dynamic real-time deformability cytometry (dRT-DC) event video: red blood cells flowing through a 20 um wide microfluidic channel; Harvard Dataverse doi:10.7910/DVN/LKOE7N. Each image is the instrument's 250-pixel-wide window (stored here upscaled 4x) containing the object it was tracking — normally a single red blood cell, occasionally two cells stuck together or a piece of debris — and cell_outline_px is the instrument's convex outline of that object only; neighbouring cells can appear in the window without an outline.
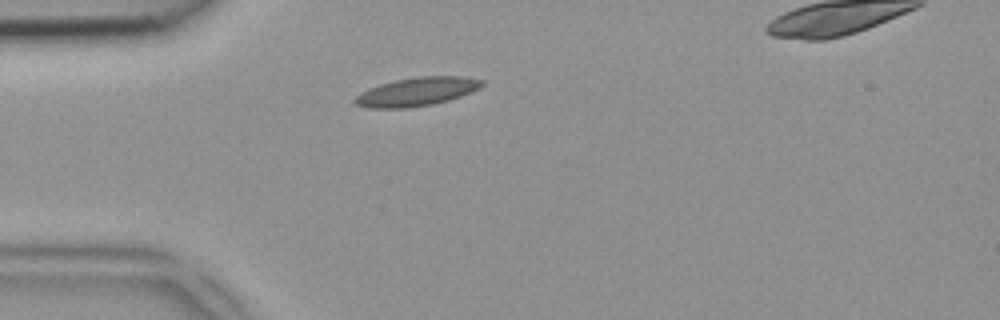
{"species": "common noctule bat (a hibernating species)", "species_latin": "Nyctalus noctula", "temperature_condition": "room temperature", "stored_images_in_passage": 35, "camera_frame_rate_fps": 3000, "um_per_image_px": 0.085, "animal": {"sex": "female", "body_mass_g": 18.4}, "frame": {"image": 1, "passage_image": 1, "time_ms": 0.0, "image_size_px": [1000, 320], "cell_outline_px": [[484, 84], [460, 96], [448, 100], [432, 104], [408, 108], [368, 108], [356, 104], [352, 100], [360, 92], [368, 88], [380, 84], [396, 80], [416, 76], [464, 76], [484, 80]], "centroid_in_image_um": [35.38, 7.79], "position_along_channel_um": 49.6, "area_um2": 21.04}}
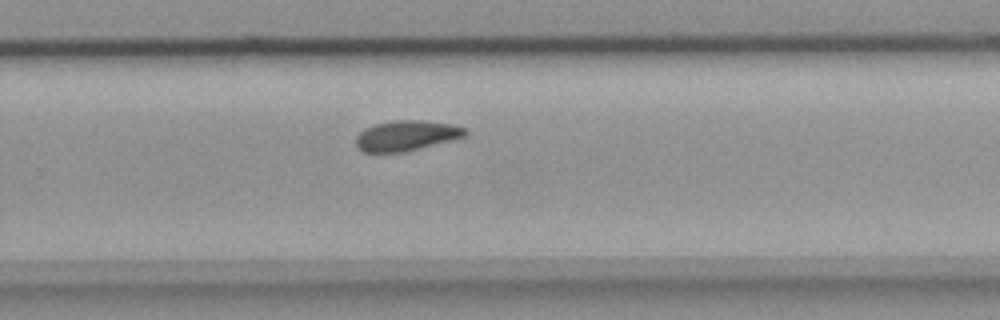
{"frame": {"image": 2, "passage_image": 20, "time_ms": 6.333, "image_size_px": [1000, 320], "cell_outline_px": [[468, 132], [464, 136], [452, 140], [404, 152], [364, 152], [356, 144], [356, 136], [364, 128], [376, 124], [396, 120], [424, 120], [448, 124], [464, 128]], "centroid_in_image_um": [34.52, 11.53], "position_along_channel_um": 295.3, "area_um2": 19.02}}
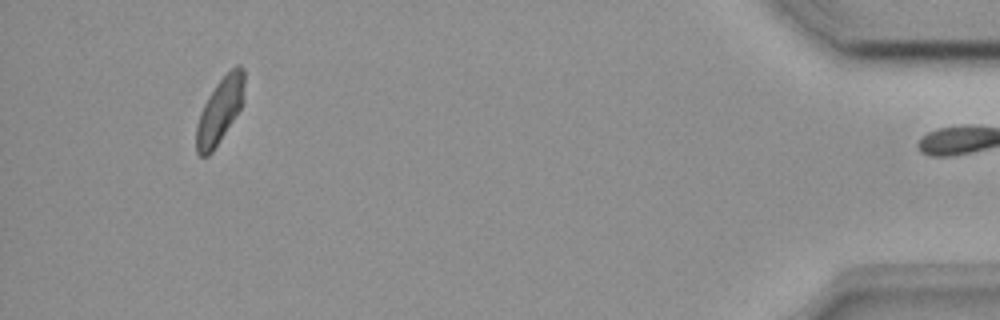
{"frame": {"image": 3, "passage_image": 34, "time_ms": 11.0, "image_size_px": [1000, 320], "cell_outline_px": [[244, 100], [240, 108], [212, 152], [208, 156], [200, 156], [196, 152], [196, 128], [200, 112], [208, 96], [216, 84], [236, 64], [240, 64], [244, 68]], "centroid_in_image_um": [18.69, 9.37], "position_along_channel_um": 416.5, "area_um2": 18.09}}